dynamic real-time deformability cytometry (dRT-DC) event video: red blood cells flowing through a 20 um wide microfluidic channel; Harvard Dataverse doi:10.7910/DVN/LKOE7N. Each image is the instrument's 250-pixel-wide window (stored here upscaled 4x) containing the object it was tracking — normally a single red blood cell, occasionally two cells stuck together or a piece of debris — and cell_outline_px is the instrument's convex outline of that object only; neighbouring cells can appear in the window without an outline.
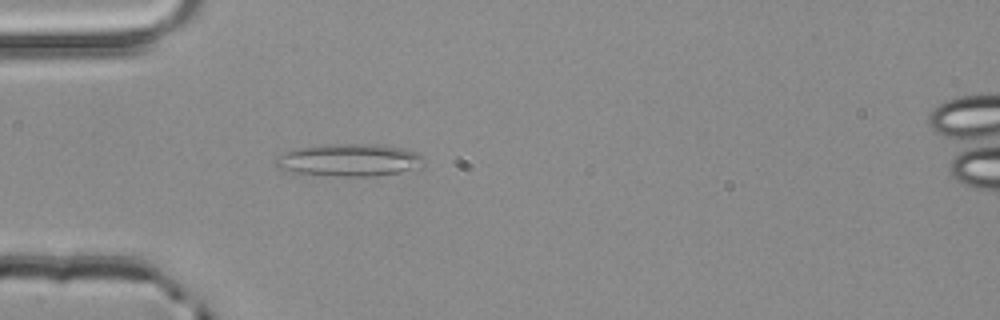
{"species": "common noctule bat (a hibernating species)", "species_latin": "Nyctalus noctula", "temperature_condition": "room temperature", "stored_images_in_passage": 2, "camera_frame_rate_fps": 3000, "um_per_image_px": 0.085, "animal": {"sex": "male", "body_mass_g": 20.4}, "frame": {"image": 1, "passage_image": 2, "time_ms": 0.333, "image_size_px": [1000, 320], "cell_outline_px": [[424, 164], [420, 168], [400, 172], [376, 176], [336, 176], [296, 172], [276, 168], [272, 164], [272, 160], [276, 156], [284, 152], [296, 148], [328, 144], [376, 144], [404, 148], [416, 152], [424, 160]], "centroid_in_image_um": [29.65, 13.6], "position_along_channel_um": 55.3, "area_um2": 28.32}}